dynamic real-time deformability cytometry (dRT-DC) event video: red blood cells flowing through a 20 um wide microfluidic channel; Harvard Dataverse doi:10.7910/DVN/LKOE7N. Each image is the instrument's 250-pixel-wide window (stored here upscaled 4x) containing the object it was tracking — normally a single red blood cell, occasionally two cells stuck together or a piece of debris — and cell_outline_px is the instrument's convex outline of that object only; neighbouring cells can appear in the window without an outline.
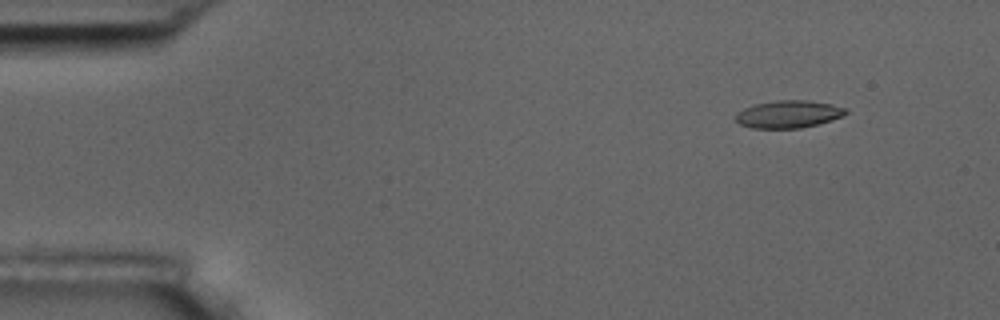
{"species": "common noctule bat (a hibernating species)", "species_latin": "Nyctalus noctula", "temperature_condition": "room temperature", "stored_images_in_passage": 4, "camera_frame_rate_fps": 3000, "um_per_image_px": 0.085, "animal": {"sex": "male", "body_mass_g": 17.5, "forearm_length_mm": 52.3}, "frame": {"image": 1, "passage_image": 1, "time_ms": 0.0, "image_size_px": [1000, 320], "cell_outline_px": [[848, 112], [844, 116], [832, 120], [800, 128], [752, 128], [740, 124], [736, 120], [736, 112], [744, 108], [756, 104], [776, 100], [808, 100], [832, 104], [848, 108]], "centroid_in_image_um": [67.05, 9.7], "position_along_channel_um": 17.9, "area_um2": 17.69}}
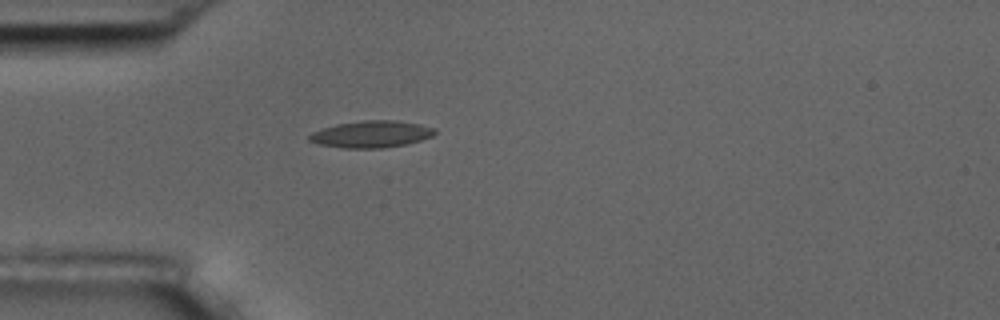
{"frame": {"image": 2, "passage_image": 4, "time_ms": 3.333, "image_size_px": [1000, 320], "cell_outline_px": [[436, 132], [432, 136], [420, 140], [404, 144], [380, 148], [344, 148], [320, 144], [308, 140], [308, 136], [312, 132], [336, 124], [364, 120], [396, 120], [420, 124], [436, 128]], "centroid_in_image_um": [31.57, 11.39], "position_along_channel_um": 53.4, "area_um2": 19.48}}